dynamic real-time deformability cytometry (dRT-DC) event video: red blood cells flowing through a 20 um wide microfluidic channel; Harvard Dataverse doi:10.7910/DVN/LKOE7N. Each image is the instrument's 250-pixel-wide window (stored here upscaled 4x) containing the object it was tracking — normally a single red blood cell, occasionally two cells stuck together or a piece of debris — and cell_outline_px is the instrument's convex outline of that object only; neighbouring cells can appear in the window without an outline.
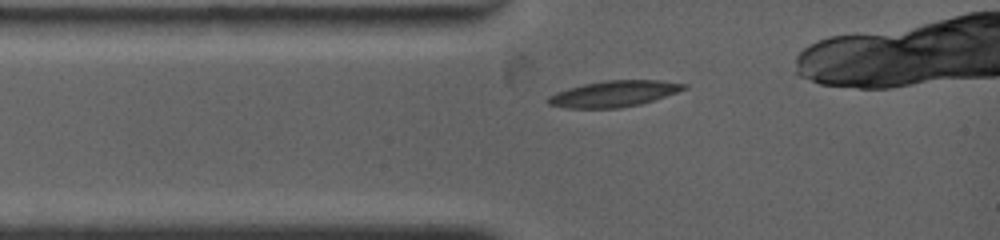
{"species": "common noctule bat (a hibernating species)", "species_latin": "Nyctalus noctula", "temperature_condition": "warm", "stored_images_in_passage": 16, "camera_frame_rate_fps": 4500, "um_per_image_px": 0.085, "animal": {"sex": "female", "body_mass_g": 19.0, "forearm_length_mm": 53.3}, "frame": {"image": 1, "passage_image": 1, "time_ms": 0.0, "image_size_px": [1000, 240], "cell_outline_px": [[688, 88], [640, 104], [620, 108], [564, 108], [548, 104], [544, 100], [548, 96], [556, 92], [568, 88], [584, 84], [604, 80], [660, 80], [688, 84]], "centroid_in_image_um": [52.14, 7.97], "position_along_channel_um": 32.9, "area_um2": 20.69}}
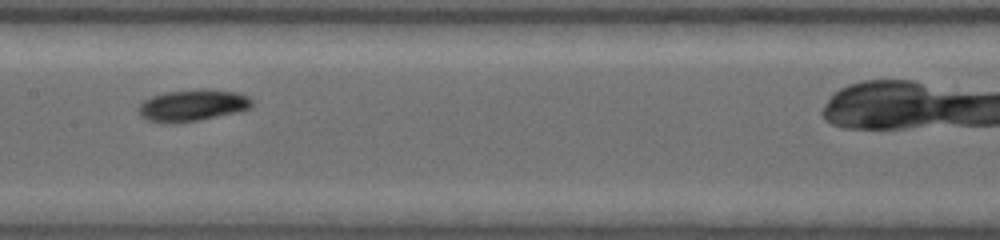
{"frame": {"image": 2, "passage_image": 10, "time_ms": 4.222, "image_size_px": [1000, 240], "cell_outline_px": [[252, 108], [236, 112], [200, 120], [172, 124], [164, 124], [148, 120], [140, 116], [140, 104], [144, 100], [152, 96], [168, 92], [236, 92], [248, 96], [252, 100]], "centroid_in_image_um": [16.34, 9.02], "position_along_channel_um": 191.1, "area_um2": 20.0}}
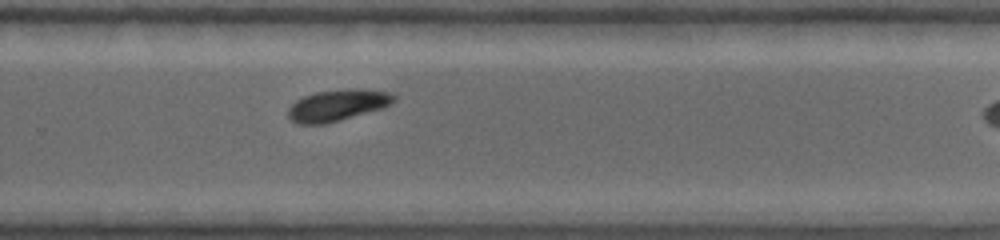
{"frame": {"image": 3, "passage_image": 16, "time_ms": 7.111, "image_size_px": [1000, 240], "cell_outline_px": [[396, 100], [384, 108], [340, 120], [324, 124], [296, 124], [288, 120], [288, 108], [296, 100], [304, 96], [316, 92], [392, 92], [396, 96]], "centroid_in_image_um": [28.6, 9.02], "position_along_channel_um": 301.2, "area_um2": 18.44}}